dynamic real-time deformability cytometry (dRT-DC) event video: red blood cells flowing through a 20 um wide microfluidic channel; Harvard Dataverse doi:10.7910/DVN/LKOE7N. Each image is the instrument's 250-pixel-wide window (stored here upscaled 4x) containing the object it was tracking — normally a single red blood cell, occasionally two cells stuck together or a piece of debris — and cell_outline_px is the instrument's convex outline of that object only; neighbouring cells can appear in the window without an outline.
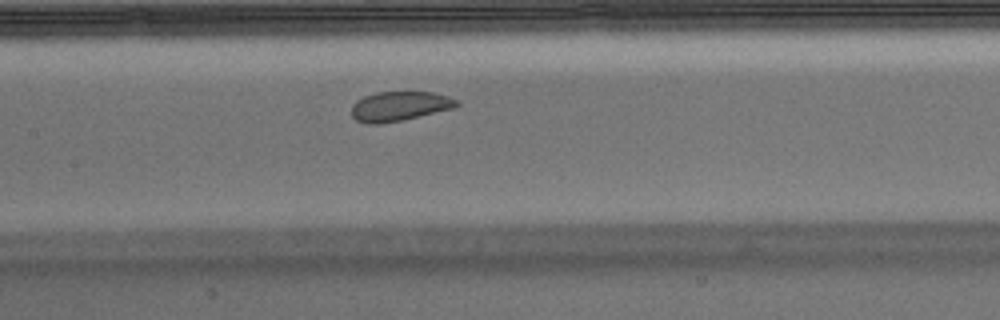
{"species": "Egyptian fruit bat (a non-hibernating species)", "species_latin": "Rousettus aegyptiacus", "temperature_condition": "warm", "stored_images_in_passage": 37, "camera_frame_rate_fps": 3000, "um_per_image_px": 0.085, "animal": {"sex": "male"}, "frame": {"image": 1, "passage_image": 16, "time_ms": 5.0, "image_size_px": [1000, 320], "cell_outline_px": [[460, 104], [456, 108], [404, 120], [380, 124], [368, 124], [356, 120], [352, 116], [352, 104], [356, 100], [364, 96], [376, 92], [432, 92], [448, 96], [460, 100]], "centroid_in_image_um": [33.99, 9.03], "position_along_channel_um": 173.4, "area_um2": 18.44}}